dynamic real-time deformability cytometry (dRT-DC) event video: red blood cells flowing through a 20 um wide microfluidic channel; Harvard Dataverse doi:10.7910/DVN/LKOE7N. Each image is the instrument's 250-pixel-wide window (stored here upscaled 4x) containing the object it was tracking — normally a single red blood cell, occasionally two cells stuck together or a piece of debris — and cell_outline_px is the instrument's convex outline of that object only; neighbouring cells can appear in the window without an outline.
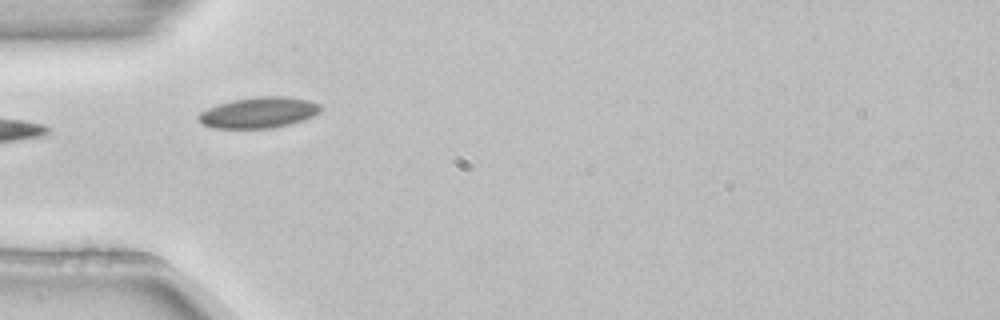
{"species": "common noctule bat (a hibernating species)", "species_latin": "Nyctalus noctula", "temperature_condition": "room temperature", "stored_images_in_passage": 3, "camera_frame_rate_fps": 3000, "um_per_image_px": 0.085, "animal": {"sex": "female", "body_mass_g": 22.7, "forearm_length_mm": 54.2}, "frame": {"image": 1, "passage_image": 3, "time_ms": 0.667, "image_size_px": [1000, 320], "cell_outline_px": [[320, 112], [312, 116], [288, 124], [272, 128], [212, 128], [200, 124], [196, 120], [196, 116], [200, 112], [208, 108], [232, 100], [260, 96], [288, 96], [308, 100], [320, 104]], "centroid_in_image_um": [21.94, 9.57], "position_along_channel_um": 63.1, "area_um2": 21.96}}